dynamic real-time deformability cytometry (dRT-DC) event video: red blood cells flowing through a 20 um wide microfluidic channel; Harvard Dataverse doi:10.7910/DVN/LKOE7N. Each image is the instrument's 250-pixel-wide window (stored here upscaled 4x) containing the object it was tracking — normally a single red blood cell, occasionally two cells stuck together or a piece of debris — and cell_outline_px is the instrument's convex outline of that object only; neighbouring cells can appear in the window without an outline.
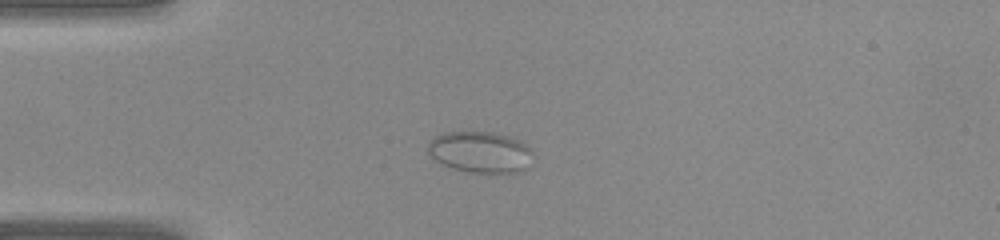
{"species": "common noctule bat (a hibernating species)", "species_latin": "Nyctalus noctula", "temperature_condition": "warm", "stored_images_in_passage": 40, "camera_frame_rate_fps": 3000, "um_per_image_px": 0.085, "animal": {"sex": "female", "body_mass_g": 22.0, "forearm_length_mm": 56.7}, "frame": {"image": 1, "passage_image": 10, "time_ms": 3.0, "image_size_px": [1000, 240], "cell_outline_px": [[532, 152], [528, 168], [516, 172], [468, 172], [452, 168], [436, 160], [428, 152], [428, 144], [436, 136], [444, 132], [492, 132], [508, 136], [528, 144]], "centroid_in_image_um": [40.84, 12.92], "position_along_channel_um": 44.2, "area_um2": 25.03}}
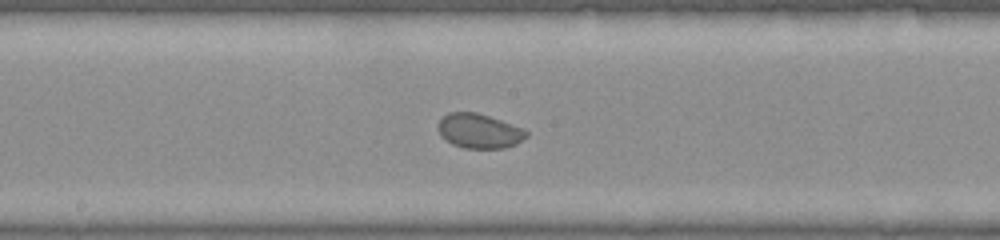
{"frame": {"image": 2, "passage_image": 21, "time_ms": 6.667, "image_size_px": [1000, 240], "cell_outline_px": [[528, 136], [516, 144], [504, 148], [464, 148], [452, 144], [440, 136], [436, 128], [436, 124], [448, 112], [476, 112], [524, 128], [528, 132]], "centroid_in_image_um": [40.7, 11.13], "position_along_channel_um": 207.5, "area_um2": 17.92}}
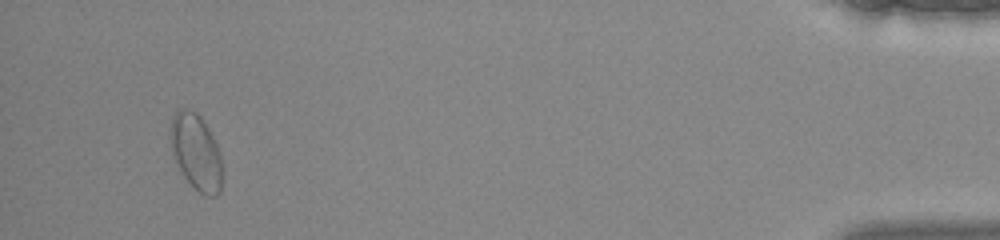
{"frame": {"image": 3, "passage_image": 38, "time_ms": 12.333, "image_size_px": [1000, 240], "cell_outline_px": [[220, 192], [216, 196], [204, 196], [184, 176], [172, 152], [172, 116], [176, 108], [184, 108], [196, 112], [200, 116], [208, 128], [216, 144], [220, 156]], "centroid_in_image_um": [16.66, 12.89], "position_along_channel_um": 418.5, "area_um2": 22.14}}